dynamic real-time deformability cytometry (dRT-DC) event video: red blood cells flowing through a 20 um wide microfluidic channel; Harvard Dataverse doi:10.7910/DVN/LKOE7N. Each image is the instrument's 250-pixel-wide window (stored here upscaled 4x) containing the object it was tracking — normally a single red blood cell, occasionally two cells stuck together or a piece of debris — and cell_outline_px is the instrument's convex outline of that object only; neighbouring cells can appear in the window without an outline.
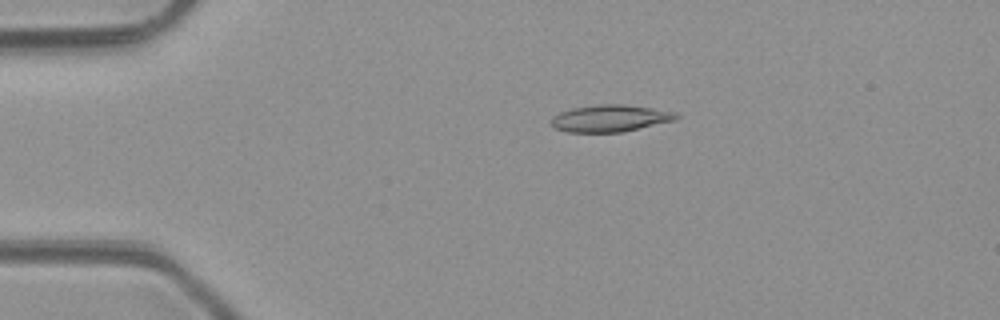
{"species": "common noctule bat (a hibernating species)", "species_latin": "Nyctalus noctula", "temperature_condition": "room temperature", "stored_images_in_passage": 5, "camera_frame_rate_fps": 3000, "um_per_image_px": 0.085, "animal": {"sex": "male", "body_mass_g": 23.1, "forearm_length_mm": 52.7}, "frame": {"image": 1, "passage_image": 3, "time_ms": 2.333, "image_size_px": [1000, 320], "cell_outline_px": [[680, 116], [676, 120], [620, 132], [568, 132], [556, 128], [552, 124], [552, 116], [560, 112], [572, 108], [600, 104], [624, 104], [652, 108], [676, 112]], "centroid_in_image_um": [51.88, 10.05], "position_along_channel_um": 33.1, "area_um2": 19.48}}